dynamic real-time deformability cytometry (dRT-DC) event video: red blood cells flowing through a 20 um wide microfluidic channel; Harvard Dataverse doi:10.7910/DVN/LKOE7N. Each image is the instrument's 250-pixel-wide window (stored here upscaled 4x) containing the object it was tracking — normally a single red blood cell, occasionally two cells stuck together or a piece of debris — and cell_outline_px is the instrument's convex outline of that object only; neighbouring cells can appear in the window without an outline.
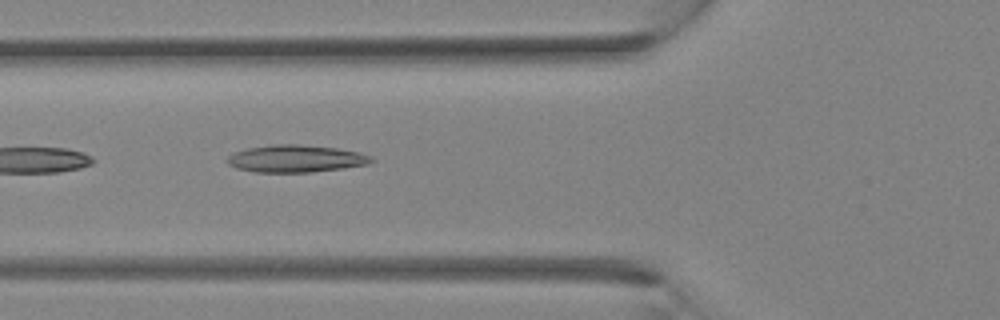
{"species": "Egyptian fruit bat (a non-hibernating species)", "species_latin": "Rousettus aegyptiacus", "temperature_condition": "room temperature", "stored_images_in_passage": 34, "camera_frame_rate_fps": 3000, "um_per_image_px": 0.085, "animal": {"sex": "female"}, "frame": {"image": 1, "passage_image": 13, "time_ms": 4.0, "image_size_px": [1000, 320], "cell_outline_px": [[376, 160], [368, 164], [344, 168], [312, 172], [252, 172], [236, 168], [228, 164], [224, 160], [232, 152], [248, 148], [272, 144], [300, 144], [336, 148], [360, 152], [372, 156]], "centroid_in_image_um": [25.13, 13.48], "position_along_channel_um": 100.7, "area_um2": 23.24}}
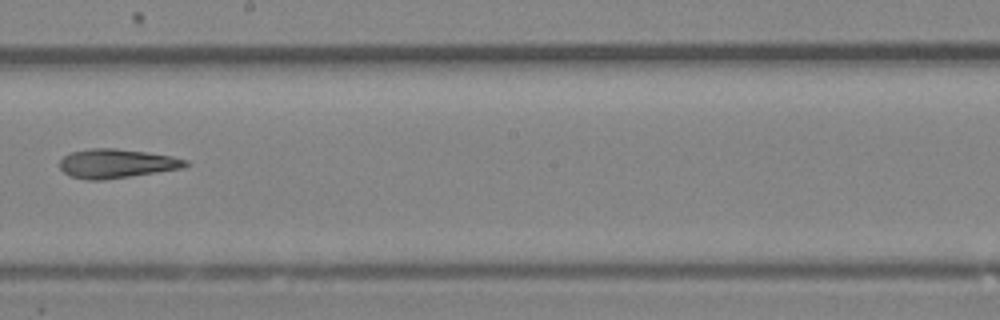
{"frame": {"image": 2, "passage_image": 20, "time_ms": 6.333, "image_size_px": [1000, 320], "cell_outline_px": [[188, 164], [184, 168], [104, 180], [88, 180], [72, 176], [64, 172], [60, 168], [60, 160], [64, 156], [72, 152], [92, 148], [116, 148], [172, 156], [188, 160]], "centroid_in_image_um": [9.92, 13.9], "position_along_channel_um": 238.3, "area_um2": 21.15}}
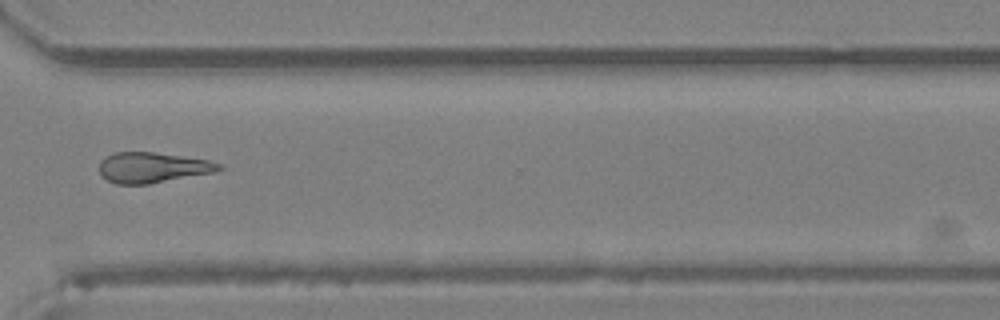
{"frame": {"image": 3, "passage_image": 26, "time_ms": 8.333, "image_size_px": [1000, 320], "cell_outline_px": [[224, 168], [212, 172], [148, 184], [116, 184], [100, 176], [100, 160], [104, 156], [116, 152], [152, 152], [208, 160], [224, 164]], "centroid_in_image_um": [12.93, 14.23], "position_along_channel_um": 357.7, "area_um2": 21.1}}